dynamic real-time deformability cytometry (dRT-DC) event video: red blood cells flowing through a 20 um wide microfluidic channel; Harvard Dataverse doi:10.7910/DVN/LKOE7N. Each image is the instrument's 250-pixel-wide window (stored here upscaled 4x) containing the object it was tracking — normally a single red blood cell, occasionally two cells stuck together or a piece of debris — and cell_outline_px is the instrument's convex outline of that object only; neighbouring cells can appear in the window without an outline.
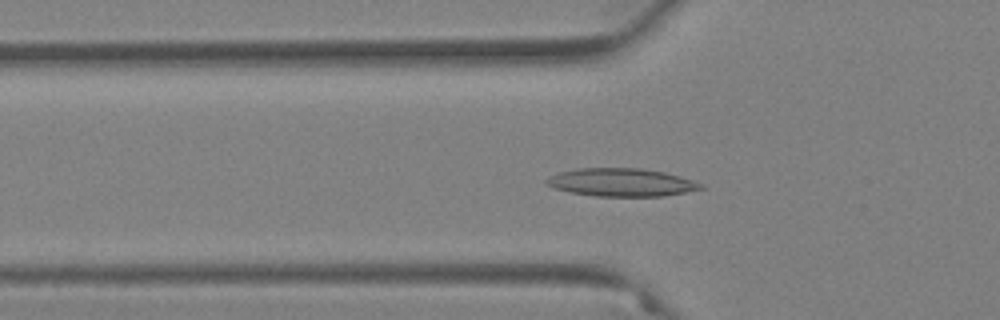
{"species": "Egyptian fruit bat (a non-hibernating species)", "species_latin": "Rousettus aegyptiacus", "temperature_condition": "warm", "stored_images_in_passage": 49, "camera_frame_rate_fps": 3000, "um_per_image_px": 0.085, "animal": {"sex": "female"}, "frame": {"image": 1, "passage_image": 11, "time_ms": 3.333, "image_size_px": [1000, 320], "cell_outline_px": [[704, 188], [664, 196], [596, 196], [568, 192], [552, 188], [544, 180], [548, 176], [560, 172], [576, 168], [640, 168], [664, 172], [680, 176], [704, 184]], "centroid_in_image_um": [52.78, 15.5], "position_along_channel_um": 73.0, "area_um2": 25.26}}
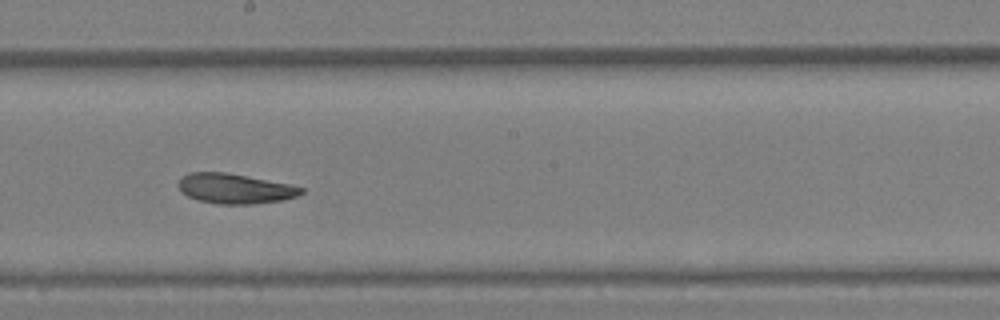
{"frame": {"image": 2, "passage_image": 24, "time_ms": 7.667, "image_size_px": [1000, 320], "cell_outline_px": [[304, 192], [296, 196], [284, 200], [252, 204], [220, 204], [200, 200], [188, 196], [180, 192], [176, 184], [180, 176], [192, 172], [224, 172], [288, 184], [304, 188]], "centroid_in_image_um": [19.91, 16.03], "position_along_channel_um": 228.3, "area_um2": 21.39}}
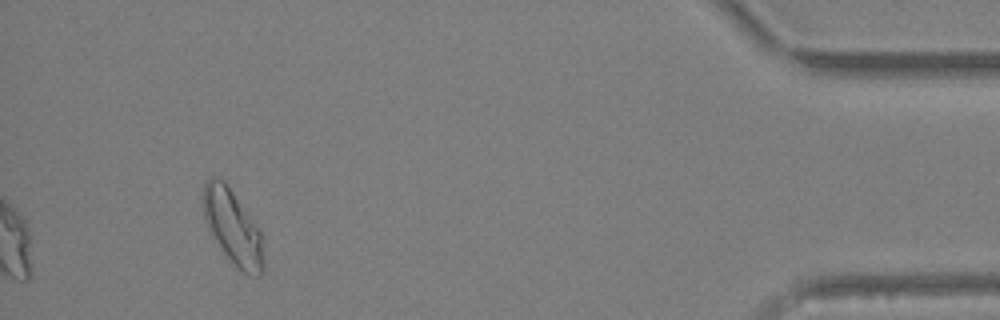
{"frame": {"image": 3, "passage_image": 45, "time_ms": 14.667, "image_size_px": [1000, 320], "cell_outline_px": [[264, 268], [260, 276], [248, 276], [236, 268], [212, 236], [204, 220], [200, 204], [200, 196], [204, 184], [212, 176], [220, 176], [224, 180], [260, 228], [264, 264]], "centroid_in_image_um": [19.75, 19.27], "position_along_channel_um": 415.5, "area_um2": 26.99}}